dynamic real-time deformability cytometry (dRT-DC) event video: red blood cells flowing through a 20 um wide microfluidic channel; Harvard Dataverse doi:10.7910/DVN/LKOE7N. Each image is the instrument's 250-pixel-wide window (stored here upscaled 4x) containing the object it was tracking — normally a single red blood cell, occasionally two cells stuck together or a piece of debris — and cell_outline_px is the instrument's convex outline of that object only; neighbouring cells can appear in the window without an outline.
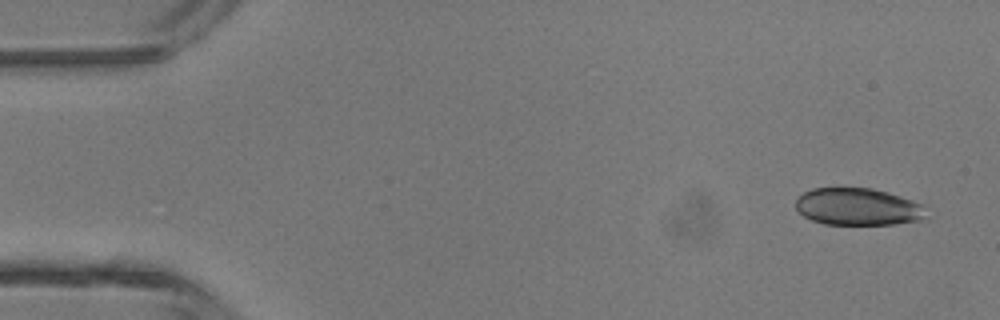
{"species": "common noctule bat (a hibernating species)", "species_latin": "Nyctalus noctula", "temperature_condition": "room temperature", "stored_images_in_passage": 4, "camera_frame_rate_fps": 3000, "um_per_image_px": 0.085, "animal": {"sex": "male", "body_mass_g": 13.3}, "frame": {"image": 1, "passage_image": 1, "time_ms": 0.0, "image_size_px": [1000, 320], "cell_outline_px": [[924, 220], [896, 224], [824, 224], [812, 220], [804, 216], [796, 208], [796, 200], [804, 192], [812, 188], [872, 188], [888, 192], [900, 196], [920, 204], [924, 216]], "centroid_in_image_um": [72.88, 17.58], "position_along_channel_um": 12.1, "area_um2": 27.98}}
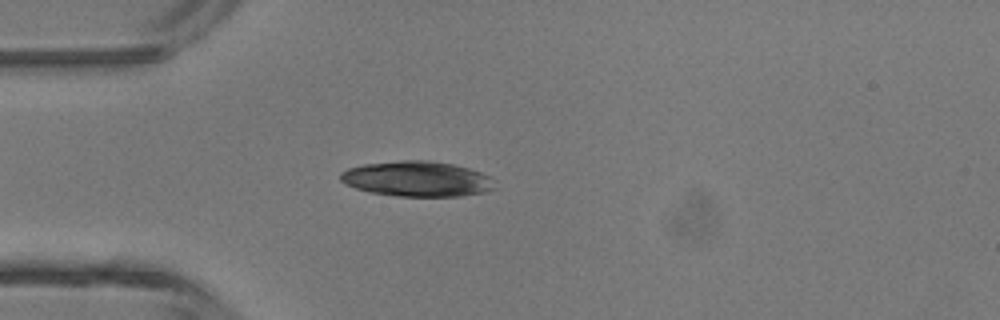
{"frame": {"image": 2, "passage_image": 4, "time_ms": 1.0, "image_size_px": [1000, 320], "cell_outline_px": [[496, 188], [484, 192], [460, 196], [396, 196], [368, 192], [344, 184], [340, 180], [340, 172], [348, 168], [364, 164], [400, 160], [428, 160], [452, 164], [468, 168], [492, 176], [496, 180]], "centroid_in_image_um": [35.47, 15.2], "position_along_channel_um": 49.5, "area_um2": 32.08}}